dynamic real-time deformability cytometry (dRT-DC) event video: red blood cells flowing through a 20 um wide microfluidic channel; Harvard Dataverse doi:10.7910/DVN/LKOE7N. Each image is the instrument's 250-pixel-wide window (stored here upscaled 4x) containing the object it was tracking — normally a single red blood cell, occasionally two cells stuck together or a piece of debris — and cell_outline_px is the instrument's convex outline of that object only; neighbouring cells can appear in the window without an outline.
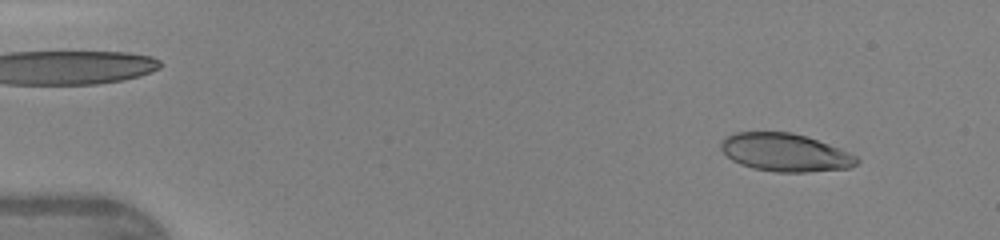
{"species": "human", "species_latin": "Homo sapiens", "temperature_condition": "warm", "stored_images_in_passage": 43, "camera_frame_rate_fps": 3000, "um_per_image_px": 0.085, "donor": {"sex": "female"}, "frame": {"image": 1, "passage_image": 5, "time_ms": 1.333, "image_size_px": [1000, 240], "cell_outline_px": [[860, 160], [856, 164], [848, 168], [808, 172], [776, 172], [752, 168], [740, 164], [732, 160], [720, 148], [720, 140], [736, 132], [792, 132], [808, 136], [840, 148], [856, 156]], "centroid_in_image_um": [66.74, 12.95], "position_along_channel_um": 18.3, "area_um2": 30.17}}
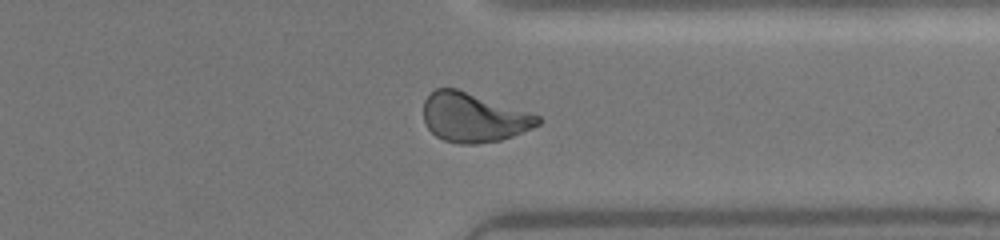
{"frame": {"image": 2, "passage_image": 37, "time_ms": 12.0, "image_size_px": [1000, 240], "cell_outline_px": [[544, 120], [540, 124], [532, 128], [512, 136], [500, 140], [476, 144], [460, 144], [444, 140], [436, 136], [428, 128], [424, 120], [424, 100], [436, 88], [456, 88], [540, 116]], "centroid_in_image_um": [40.25, 9.99], "position_along_channel_um": 371.1, "area_um2": 32.54}}
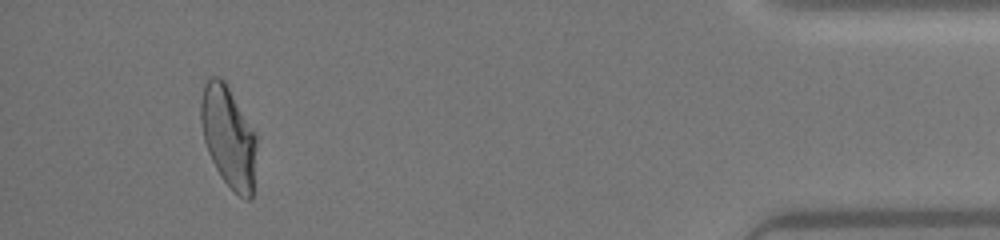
{"frame": {"image": 3, "passage_image": 41, "time_ms": 13.333, "image_size_px": [1000, 240], "cell_outline_px": [[256, 148], [252, 196], [248, 200], [240, 196], [220, 176], [208, 152], [204, 140], [200, 124], [200, 100], [204, 84], [208, 76], [220, 76], [224, 80], [256, 136]], "centroid_in_image_um": [19.38, 11.59], "position_along_channel_um": 415.8, "area_um2": 32.48}, "authors_computed_cell_mechanics": {"area_um2": 31.79, "velocity_mm_per_s": 4.3548, "shape_relaxation_time_tau1_ms": 6.6815, "shape_relaxation_time_tau2_ms": 1.0, "deformation_change_tau1": 0.2262, "deformation_change_tau2": 0.0827}}